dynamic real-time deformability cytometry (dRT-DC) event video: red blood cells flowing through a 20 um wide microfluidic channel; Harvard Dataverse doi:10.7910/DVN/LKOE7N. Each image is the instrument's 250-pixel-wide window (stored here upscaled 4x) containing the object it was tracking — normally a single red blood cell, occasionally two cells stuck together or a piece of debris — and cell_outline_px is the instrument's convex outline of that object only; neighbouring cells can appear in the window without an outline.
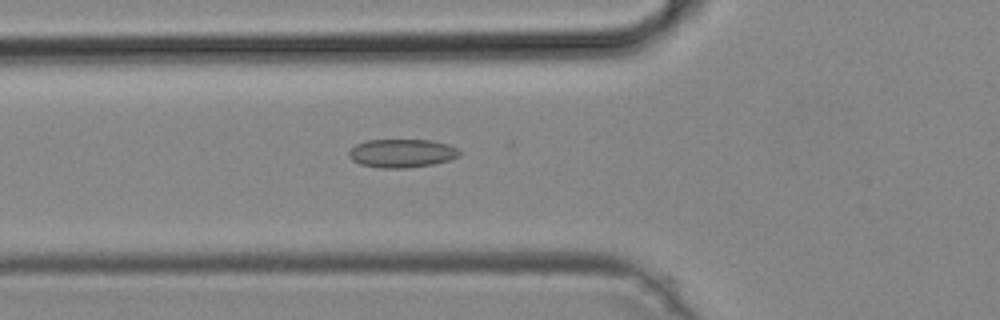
{"species": "common noctule bat (a hibernating species)", "species_latin": "Nyctalus noctula", "temperature_condition": "cold", "stored_images_in_passage": 50, "camera_frame_rate_fps": 3000, "um_per_image_px": 0.085, "animal": {"sex": "male", "body_mass_g": 19.2, "forearm_length_mm": 51.8}, "frame": {"image": 1, "passage_image": 18, "time_ms": 5.667, "image_size_px": [1000, 320], "cell_outline_px": [[460, 156], [448, 160], [432, 164], [404, 168], [380, 168], [360, 164], [352, 160], [348, 156], [348, 152], [356, 144], [368, 140], [432, 140], [448, 144], [456, 148], [460, 152]], "centroid_in_image_um": [34.14, 13.02], "position_along_channel_um": 91.7, "area_um2": 18.26}}
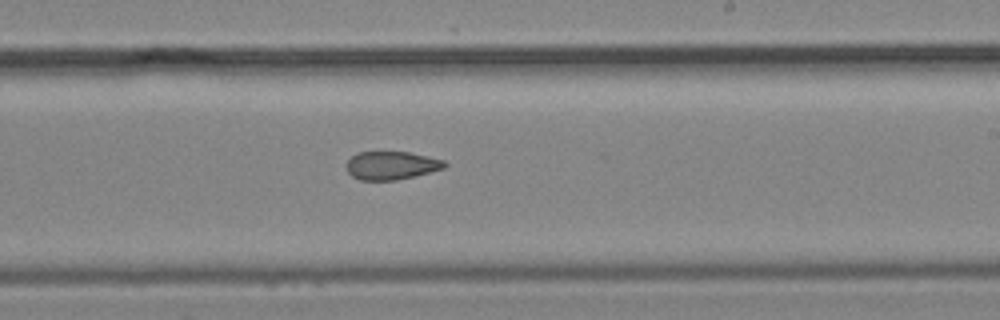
{"frame": {"image": 2, "passage_image": 30, "time_ms": 9.667, "image_size_px": [1000, 320], "cell_outline_px": [[448, 164], [444, 168], [416, 176], [396, 180], [360, 180], [352, 176], [348, 172], [348, 160], [356, 152], [408, 152], [428, 156], [444, 160]], "centroid_in_image_um": [33.29, 14.06], "position_along_channel_um": 255.7, "area_um2": 16.13}}
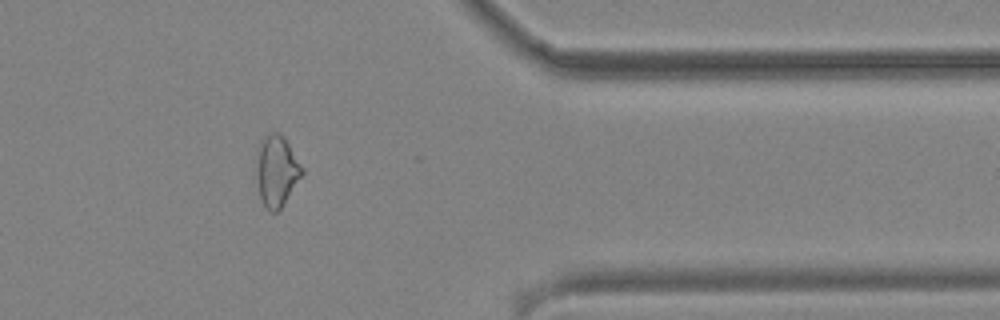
{"frame": {"image": 3, "passage_image": 41, "time_ms": 13.333, "image_size_px": [1000, 320], "cell_outline_px": [[304, 172], [280, 208], [276, 212], [268, 212], [260, 196], [256, 176], [256, 152], [260, 140], [264, 136], [272, 132], [276, 132], [288, 144], [304, 168]], "centroid_in_image_um": [23.48, 14.52], "position_along_channel_um": 387.9, "area_um2": 18.67}}